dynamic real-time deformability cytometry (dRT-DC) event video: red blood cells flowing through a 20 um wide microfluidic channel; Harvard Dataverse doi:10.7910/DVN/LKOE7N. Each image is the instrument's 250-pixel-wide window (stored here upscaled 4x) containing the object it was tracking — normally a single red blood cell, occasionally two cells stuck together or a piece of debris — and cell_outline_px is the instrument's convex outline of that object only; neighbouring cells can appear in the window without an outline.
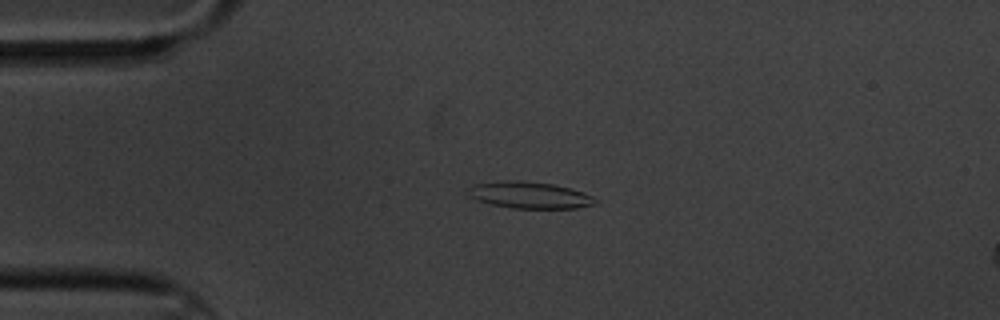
{"species": "common noctule bat (a hibernating species)", "species_latin": "Nyctalus noctula", "temperature_condition": "cold", "stored_images_in_passage": 5, "camera_frame_rate_fps": 3000, "um_per_image_px": 0.085, "animal": {"sex": "male", "body_mass_g": 20.1, "forearm_length_mm": 53.5}, "frame": {"image": 1, "passage_image": 3, "time_ms": 3.333, "image_size_px": [1000, 320], "cell_outline_px": [[596, 204], [576, 208], [512, 208], [488, 204], [476, 200], [468, 196], [468, 188], [472, 184], [504, 180], [520, 180], [556, 184], [592, 196], [596, 200]], "centroid_in_image_um": [44.94, 16.58], "position_along_channel_um": 40.1, "area_um2": 19.88}}